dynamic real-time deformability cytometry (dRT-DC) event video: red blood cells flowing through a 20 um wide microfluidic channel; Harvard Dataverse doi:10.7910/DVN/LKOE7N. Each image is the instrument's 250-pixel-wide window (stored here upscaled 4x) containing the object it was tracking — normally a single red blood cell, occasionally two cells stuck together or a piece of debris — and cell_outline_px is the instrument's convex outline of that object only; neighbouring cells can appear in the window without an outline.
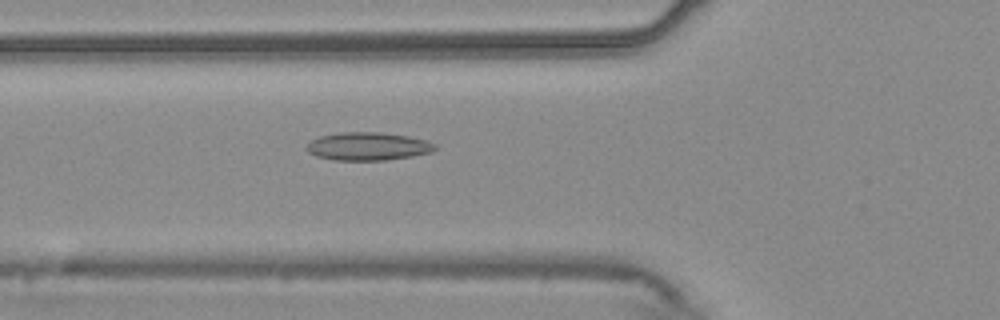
{"species": "common noctule bat (a hibernating species)", "species_latin": "Nyctalus noctula", "temperature_condition": "warm", "stored_images_in_passage": 35, "camera_frame_rate_fps": 3000, "um_per_image_px": 0.085, "animal": {"sex": "male", "body_mass_g": 20.4}, "frame": {"image": 1, "passage_image": 8, "time_ms": 2.333, "image_size_px": [1000, 320], "cell_outline_px": [[436, 148], [432, 152], [412, 156], [384, 160], [332, 160], [316, 156], [308, 152], [304, 148], [312, 140], [320, 136], [340, 132], [380, 132], [408, 136], [428, 140], [436, 144]], "centroid_in_image_um": [31.28, 12.43], "position_along_channel_um": 94.5, "area_um2": 21.1}}
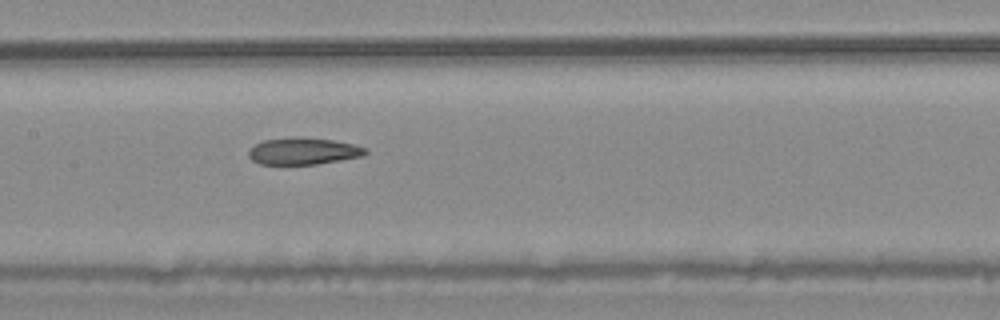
{"frame": {"image": 2, "passage_image": 15, "time_ms": 4.667, "image_size_px": [1000, 320], "cell_outline_px": [[368, 152], [364, 156], [316, 164], [260, 164], [252, 160], [248, 156], [248, 148], [264, 140], [292, 136], [296, 136], [332, 140], [356, 144], [368, 148]], "centroid_in_image_um": [25.79, 12.83], "position_along_channel_um": 181.6, "area_um2": 18.55}}
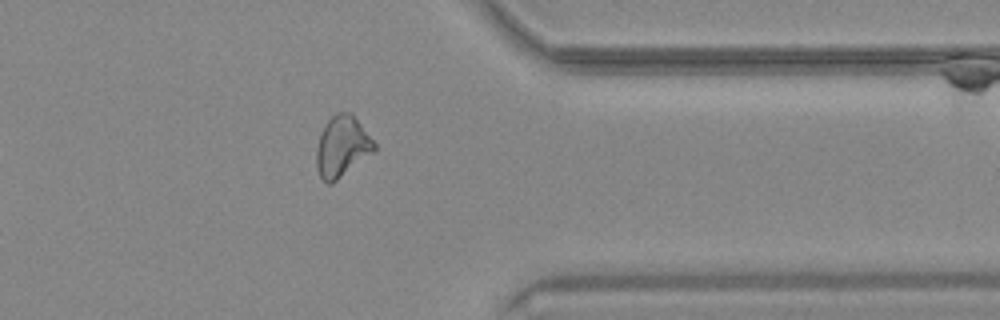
{"frame": {"image": 3, "passage_image": 32, "time_ms": 10.333, "image_size_px": [1000, 320], "cell_outline_px": [[376, 152], [332, 184], [328, 184], [320, 176], [316, 164], [316, 148], [324, 124], [336, 112], [352, 112], [376, 144]], "centroid_in_image_um": [29.1, 12.46], "position_along_channel_um": 382.3, "area_um2": 20.81}, "authors_computed_cell_mechanics": {"area_um2": 19.1896, "velocity_mm_per_s": 3.7047, "shape_relaxation_time_tau1_ms": null, "shape_relaxation_time_tau2_ms": 4.8513, "deformation_change_tau1": null, "deformation_change_tau2": 0.1176}}